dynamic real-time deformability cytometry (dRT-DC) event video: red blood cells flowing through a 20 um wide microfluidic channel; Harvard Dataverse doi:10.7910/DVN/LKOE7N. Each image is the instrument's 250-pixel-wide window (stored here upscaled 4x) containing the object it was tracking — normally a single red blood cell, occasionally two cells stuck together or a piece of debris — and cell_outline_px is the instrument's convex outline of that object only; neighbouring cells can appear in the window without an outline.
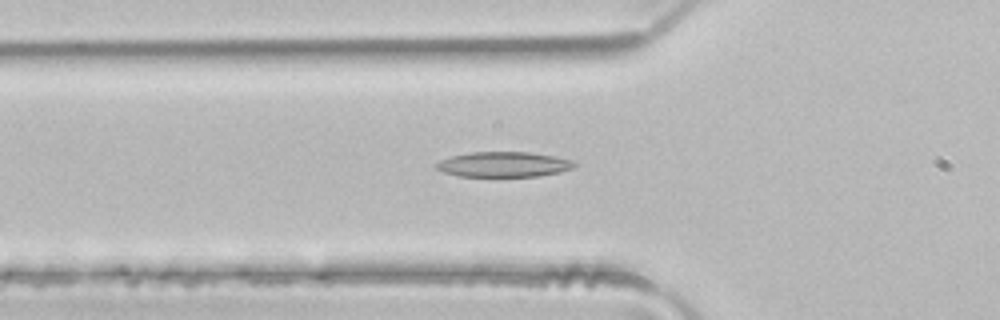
{"species": "common noctule bat (a hibernating species)", "species_latin": "Nyctalus noctula", "temperature_condition": "room temperature", "stored_images_in_passage": 35, "camera_frame_rate_fps": 3000, "um_per_image_px": 0.085, "animal": {"sex": "male", "body_mass_g": 21.5, "forearm_length_mm": 52.0}, "frame": {"image": 1, "passage_image": 9, "time_ms": 2.667, "image_size_px": [1000, 320], "cell_outline_px": [[576, 168], [560, 172], [540, 176], [460, 176], [444, 172], [436, 168], [436, 164], [440, 160], [452, 156], [472, 152], [532, 152], [556, 156], [572, 160], [576, 164]], "centroid_in_image_um": [42.88, 13.97], "position_along_channel_um": 82.9, "area_um2": 20.29}}
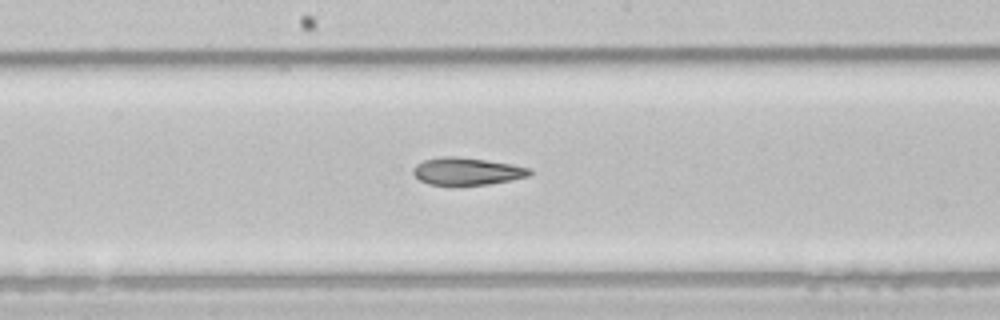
{"frame": {"image": 2, "passage_image": 18, "time_ms": 5.667, "image_size_px": [1000, 320], "cell_outline_px": [[532, 172], [528, 176], [488, 184], [452, 188], [428, 184], [420, 180], [412, 172], [412, 168], [416, 164], [424, 160], [448, 156], [456, 156], [484, 160], [532, 168]], "centroid_in_image_um": [39.62, 14.6], "position_along_channel_um": 208.6, "area_um2": 18.96}}
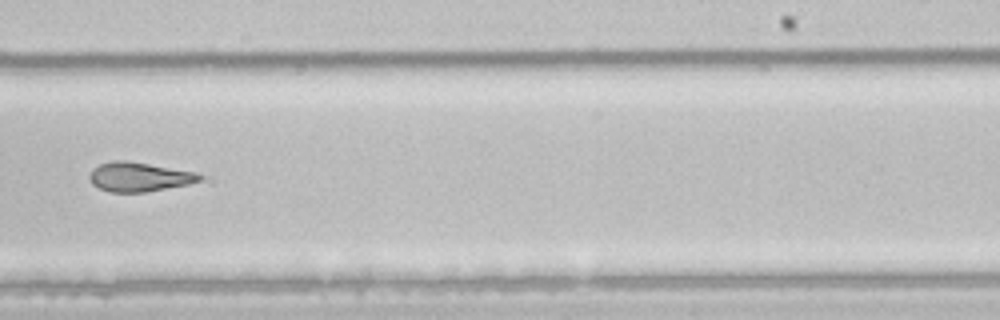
{"frame": {"image": 3, "passage_image": 23, "time_ms": 7.333, "image_size_px": [1000, 320], "cell_outline_px": [[204, 176], [200, 180], [188, 184], [144, 192], [108, 192], [92, 184], [88, 176], [92, 168], [100, 164], [112, 160], [124, 160], [196, 172]], "centroid_in_image_um": [11.78, 15.03], "position_along_channel_um": 277.2, "area_um2": 18.67}, "authors_computed_cell_mechanics": {"area_um2": 19.363, "velocity_mm_per_s": 4.1444, "shape_relaxation_time_tau1_ms": 7.1493, "shape_relaxation_time_tau2_ms": 4.1489, "deformation_change_tau1": 0.197, "deformation_change_tau2": 0.1355}}